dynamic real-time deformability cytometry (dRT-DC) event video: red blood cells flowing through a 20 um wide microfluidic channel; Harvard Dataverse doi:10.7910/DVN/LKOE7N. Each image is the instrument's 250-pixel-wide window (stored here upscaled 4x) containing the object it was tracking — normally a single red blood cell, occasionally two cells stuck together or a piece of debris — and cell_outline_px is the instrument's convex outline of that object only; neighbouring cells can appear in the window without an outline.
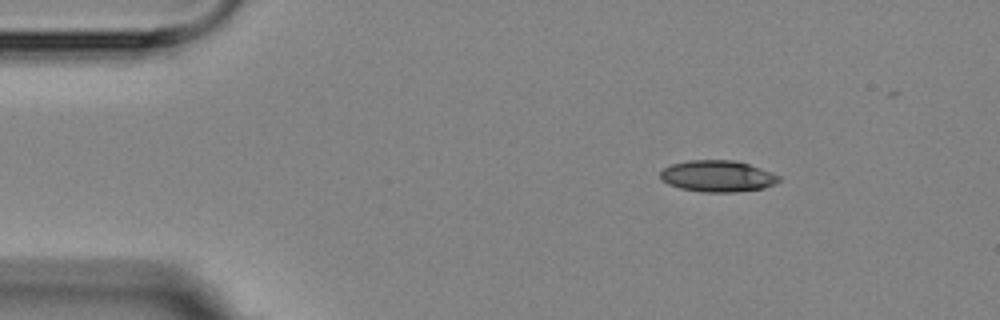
{"species": "Egyptian fruit bat (a non-hibernating species)", "species_latin": "Rousettus aegyptiacus", "temperature_condition": "room temperature", "stored_images_in_passage": 2, "camera_frame_rate_fps": 3000, "um_per_image_px": 0.085, "animal": {"sex": "female"}, "frame": {"image": 1, "passage_image": 2, "time_ms": 2.0, "image_size_px": [1000, 320], "cell_outline_px": [[780, 180], [764, 188], [736, 192], [704, 192], [680, 188], [668, 184], [660, 176], [660, 172], [664, 168], [672, 164], [688, 160], [736, 160], [772, 172], [780, 176]], "centroid_in_image_um": [61.0, 14.97], "position_along_channel_um": 24.0, "area_um2": 21.62}}